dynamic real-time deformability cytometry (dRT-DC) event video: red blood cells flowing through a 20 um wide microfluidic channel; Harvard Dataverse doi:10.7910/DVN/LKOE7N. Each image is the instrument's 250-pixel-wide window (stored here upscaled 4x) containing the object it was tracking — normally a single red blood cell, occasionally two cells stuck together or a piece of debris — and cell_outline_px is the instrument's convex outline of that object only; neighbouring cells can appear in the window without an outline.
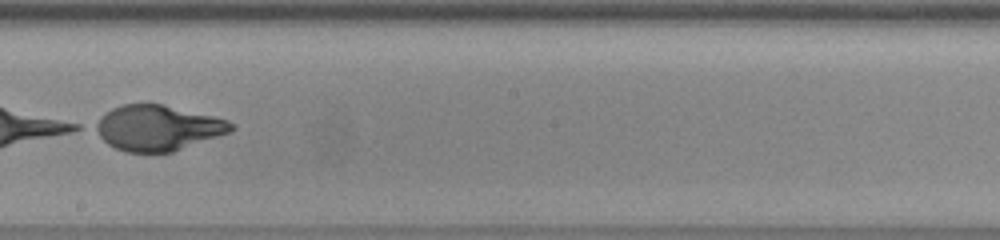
{"species": "human", "species_latin": "Homo sapiens", "temperature_condition": "warm", "stored_images_in_passage": 52, "camera_frame_rate_fps": 3000, "um_per_image_px": 0.085, "donor": {"sex": "female"}, "frame": {"image": 1, "passage_image": 32, "time_ms": 10.333, "image_size_px": [1000, 240], "cell_outline_px": [[236, 128], [228, 132], [172, 152], [124, 152], [108, 144], [92, 128], [92, 124], [100, 116], [112, 108], [124, 104], [164, 104], [228, 120], [236, 124]], "centroid_in_image_um": [13.36, 10.86], "position_along_channel_um": 234.8, "area_um2": 35.78}}
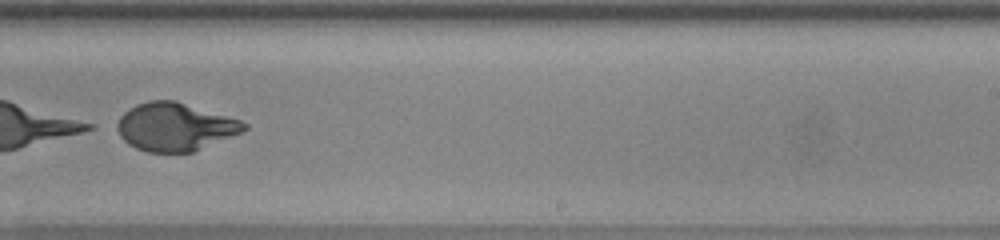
{"frame": {"image": 2, "passage_image": 35, "time_ms": 11.333, "image_size_px": [1000, 240], "cell_outline_px": [[248, 128], [240, 132], [192, 152], [148, 152], [136, 148], [128, 144], [112, 128], [112, 124], [124, 112], [136, 104], [148, 100], [176, 100], [240, 120], [248, 124]], "centroid_in_image_um": [14.78, 10.77], "position_along_channel_um": 274.2, "area_um2": 35.66}}
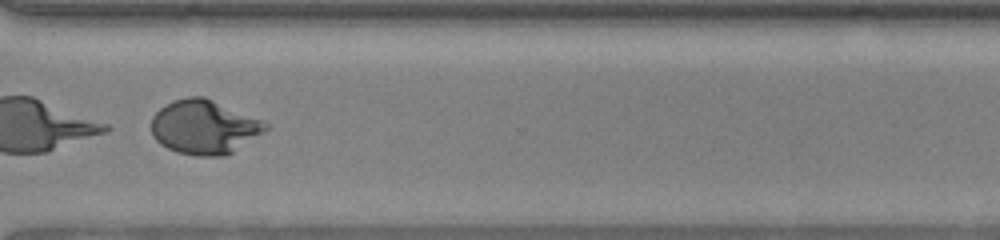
{"frame": {"image": 3, "passage_image": 41, "time_ms": 13.333, "image_size_px": [1000, 240], "cell_outline_px": [[268, 128], [264, 132], [232, 152], [224, 156], [196, 156], [176, 152], [160, 144], [152, 136], [152, 116], [160, 108], [172, 100], [188, 96], [204, 96], [260, 120], [268, 124]], "centroid_in_image_um": [17.31, 10.8], "position_along_channel_um": 353.3, "area_um2": 35.84}}